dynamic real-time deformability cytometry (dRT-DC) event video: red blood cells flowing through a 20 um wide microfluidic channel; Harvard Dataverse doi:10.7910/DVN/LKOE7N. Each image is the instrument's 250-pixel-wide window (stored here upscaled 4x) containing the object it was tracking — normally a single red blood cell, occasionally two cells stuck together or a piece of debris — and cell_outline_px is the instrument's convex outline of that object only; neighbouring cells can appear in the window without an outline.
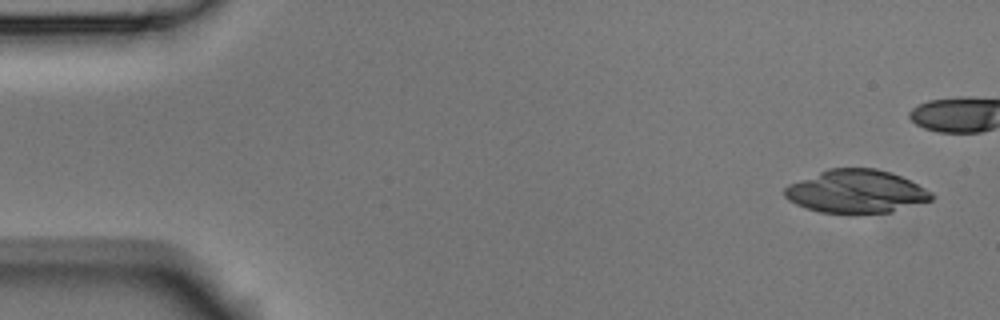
{"species": "Egyptian fruit bat (a non-hibernating species)", "species_latin": "Rousettus aegyptiacus", "temperature_condition": "room temperature", "stored_images_in_passage": 10, "camera_frame_rate_fps": 3000, "um_per_image_px": 0.085, "animal": {"sex": "male"}, "frame": {"image": 1, "passage_image": 1, "time_ms": 0.0, "image_size_px": [1000, 320], "cell_outline_px": [[936, 196], [932, 200], [892, 212], [820, 212], [796, 204], [788, 200], [784, 196], [784, 188], [788, 184], [828, 168], [876, 168], [900, 176], [932, 192]], "centroid_in_image_um": [72.76, 16.26], "position_along_channel_um": 12.2, "area_um2": 36.53}}
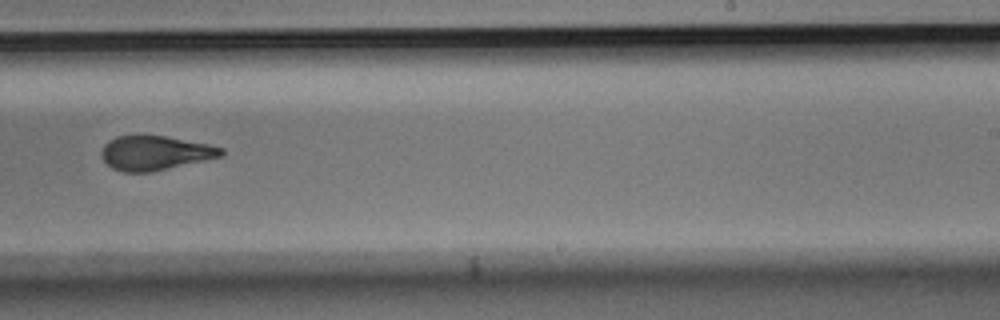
{"frame": {"image": 2, "passage_image": 10, "time_ms": 3.0, "image_size_px": [1000, 320], "cell_outline_px": [[224, 152], [220, 156], [204, 160], [152, 172], [124, 172], [112, 168], [100, 156], [100, 152], [104, 144], [108, 140], [116, 136], [140, 132], [164, 136], [208, 144], [224, 148]], "centroid_in_image_um": [13.1, 12.96], "position_along_channel_um": 275.9, "area_um2": 24.45}}